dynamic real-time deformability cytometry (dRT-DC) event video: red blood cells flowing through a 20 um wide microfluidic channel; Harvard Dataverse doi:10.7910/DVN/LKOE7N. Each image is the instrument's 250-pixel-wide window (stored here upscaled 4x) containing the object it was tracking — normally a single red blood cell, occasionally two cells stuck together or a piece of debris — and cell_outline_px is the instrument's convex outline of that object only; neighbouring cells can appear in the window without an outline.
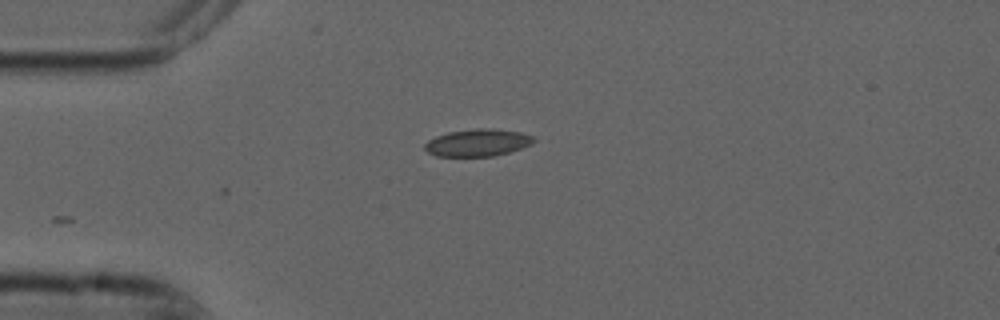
{"species": "common noctule bat (a hibernating species)", "species_latin": "Nyctalus noctula", "temperature_condition": "cold", "stored_images_in_passage": 17, "camera_frame_rate_fps": 3000, "um_per_image_px": 0.085, "animal": {"sex": "male", "forearm_length_mm": 52.5}, "frame": {"image": 1, "passage_image": 1, "time_ms": 0.0, "image_size_px": [1000, 320], "cell_outline_px": [[536, 140], [532, 144], [508, 152], [492, 156], [436, 156], [428, 152], [424, 148], [424, 144], [428, 140], [436, 136], [448, 132], [476, 128], [492, 128], [520, 132], [532, 136]], "centroid_in_image_um": [40.59, 12.12], "position_along_channel_um": 44.4, "area_um2": 17.22}}
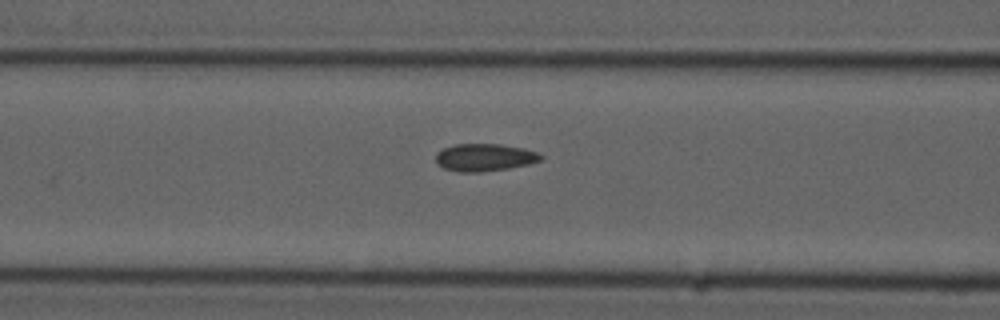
{"frame": {"image": 2, "passage_image": 9, "time_ms": 2.667, "image_size_px": [1000, 320], "cell_outline_px": [[544, 156], [540, 160], [528, 164], [508, 168], [480, 172], [460, 172], [444, 168], [436, 164], [436, 152], [444, 148], [456, 144], [500, 144], [524, 148], [540, 152]], "centroid_in_image_um": [41.19, 13.37], "position_along_channel_um": 125.4, "area_um2": 16.88}}
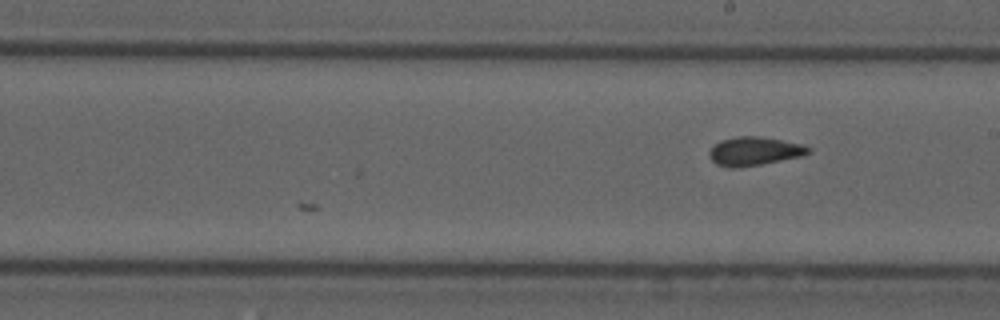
{"frame": {"image": 3, "passage_image": 17, "time_ms": 5.333, "image_size_px": [1000, 320], "cell_outline_px": [[812, 152], [800, 156], [740, 168], [728, 168], [716, 164], [708, 156], [708, 152], [720, 140], [740, 136], [760, 136], [804, 144], [812, 148]], "centroid_in_image_um": [64.12, 12.85], "position_along_channel_um": 224.9, "area_um2": 16.59}}